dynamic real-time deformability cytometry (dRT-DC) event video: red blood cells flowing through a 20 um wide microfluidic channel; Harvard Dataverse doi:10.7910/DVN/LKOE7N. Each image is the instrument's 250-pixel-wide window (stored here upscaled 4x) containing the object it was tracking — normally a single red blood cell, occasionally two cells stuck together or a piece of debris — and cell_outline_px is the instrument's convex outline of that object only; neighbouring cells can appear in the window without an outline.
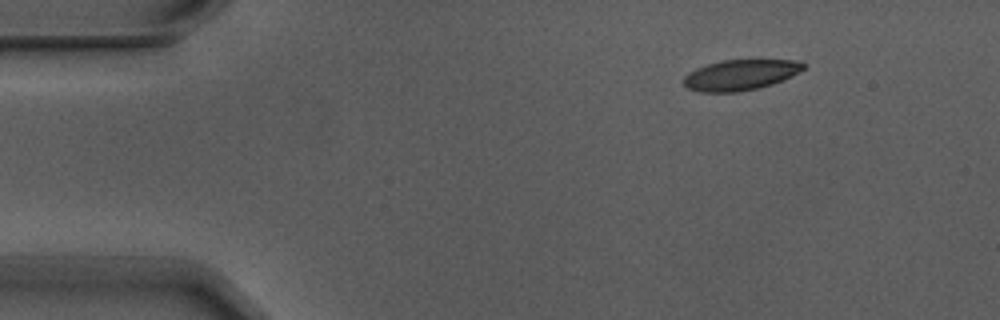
{"species": "Egyptian fruit bat (a non-hibernating species)", "species_latin": "Rousettus aegyptiacus", "temperature_condition": "warm", "stored_images_in_passage": 6, "camera_frame_rate_fps": 3000, "um_per_image_px": 0.085, "animal": {"sex": "male"}, "frame": {"image": 1, "passage_image": 2, "time_ms": 0.333, "image_size_px": [1000, 320], "cell_outline_px": [[808, 64], [804, 68], [772, 84], [756, 88], [736, 92], [696, 92], [688, 88], [684, 84], [684, 76], [688, 72], [696, 68], [720, 60], [792, 60]], "centroid_in_image_um": [62.86, 6.36], "position_along_channel_um": 22.1, "area_um2": 21.04}}
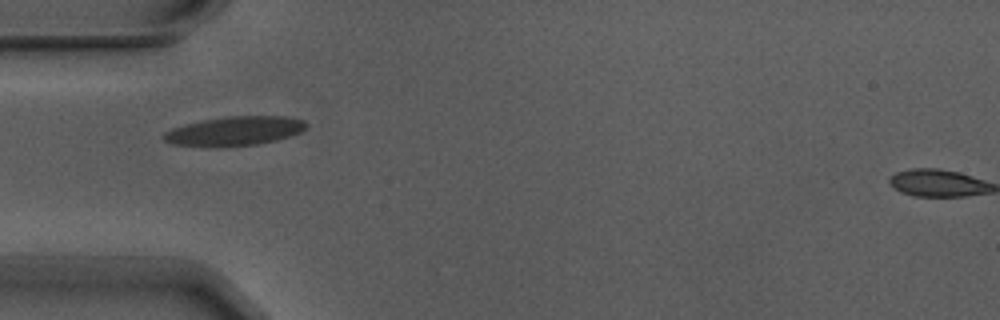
{"frame": {"image": 2, "passage_image": 5, "time_ms": 1.333, "image_size_px": [1000, 320], "cell_outline_px": [[308, 124], [300, 132], [276, 140], [260, 144], [224, 148], [212, 148], [172, 144], [164, 140], [164, 132], [172, 128], [204, 120], [224, 116], [288, 116], [304, 120]], "centroid_in_image_um": [19.93, 11.16], "position_along_channel_um": 65.1, "area_um2": 24.57}}